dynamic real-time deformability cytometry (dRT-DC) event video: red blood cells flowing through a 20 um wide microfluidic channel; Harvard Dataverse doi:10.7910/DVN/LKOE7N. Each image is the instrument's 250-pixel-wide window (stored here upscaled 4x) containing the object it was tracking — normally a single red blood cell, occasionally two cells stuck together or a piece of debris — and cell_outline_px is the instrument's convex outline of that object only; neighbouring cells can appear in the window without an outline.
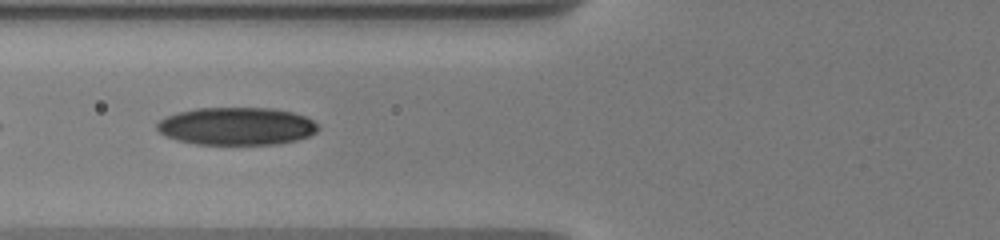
{"species": "human", "species_latin": "Homo sapiens", "temperature_condition": "warm", "stored_images_in_passage": 11, "camera_frame_rate_fps": 3000, "um_per_image_px": 0.085, "donor": {"sex": "male"}, "frame": {"image": 1, "passage_image": 7, "time_ms": 3.0, "image_size_px": [1000, 240], "cell_outline_px": [[320, 128], [316, 132], [308, 136], [296, 140], [280, 144], [196, 144], [164, 136], [156, 128], [156, 124], [160, 120], [176, 112], [196, 108], [272, 108], [292, 112], [304, 116], [312, 120]], "centroid_in_image_um": [20.1, 10.72], "position_along_channel_um": 105.7, "area_um2": 35.37}}
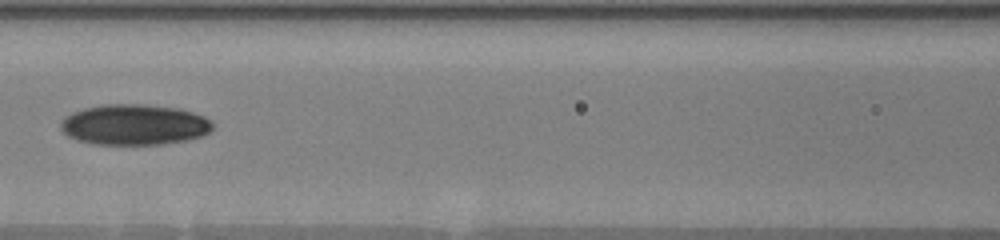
{"frame": {"image": 2, "passage_image": 10, "time_ms": 4.333, "image_size_px": [1000, 240], "cell_outline_px": [[216, 124], [212, 132], [204, 136], [188, 140], [160, 144], [92, 144], [68, 136], [60, 128], [60, 120], [64, 116], [72, 112], [84, 108], [104, 104], [144, 104], [180, 108], [204, 116], [212, 120]], "centroid_in_image_um": [11.47, 10.59], "position_along_channel_um": 155.1, "area_um2": 36.53}}